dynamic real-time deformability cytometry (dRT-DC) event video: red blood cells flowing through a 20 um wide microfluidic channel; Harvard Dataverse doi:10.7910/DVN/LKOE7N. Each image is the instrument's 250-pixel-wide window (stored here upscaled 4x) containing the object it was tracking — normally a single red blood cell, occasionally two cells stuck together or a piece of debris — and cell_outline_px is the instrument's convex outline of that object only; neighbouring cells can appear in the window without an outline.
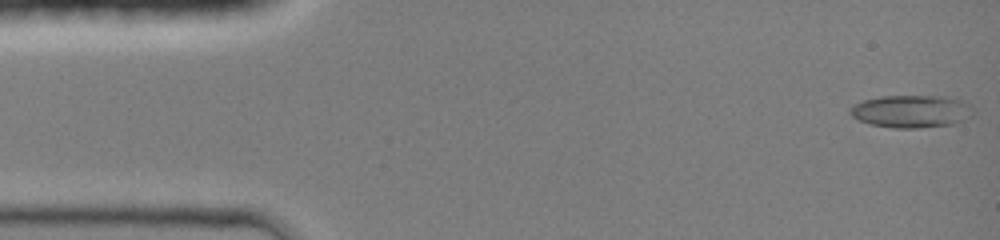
{"species": "common noctule bat (a hibernating species)", "species_latin": "Nyctalus noctula", "temperature_condition": "room temperature", "stored_images_in_passage": 44, "camera_frame_rate_fps": 3000, "um_per_image_px": 0.085, "animal": {"sex": "female", "body_mass_g": 19.0, "forearm_length_mm": 51.5}, "frame": {"image": 1, "passage_image": 1, "time_ms": 0.0, "image_size_px": [1000, 240], "cell_outline_px": [[976, 112], [972, 116], [964, 120], [952, 124], [916, 128], [896, 128], [868, 124], [852, 116], [848, 112], [848, 108], [864, 100], [880, 96], [948, 96], [972, 104]], "centroid_in_image_um": [77.51, 9.46], "position_along_channel_um": 7.5, "area_um2": 23.64}}
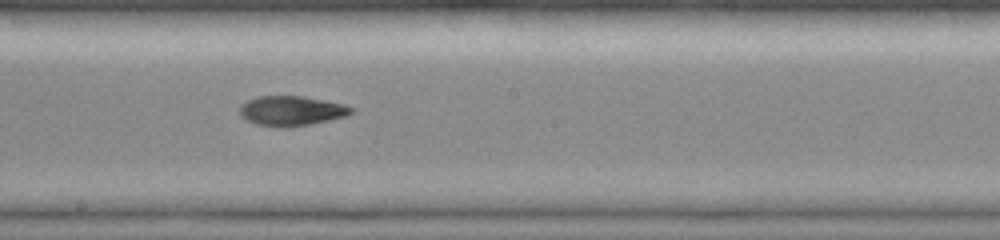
{"frame": {"image": 2, "passage_image": 24, "time_ms": 7.667, "image_size_px": [1000, 240], "cell_outline_px": [[356, 108], [348, 116], [308, 124], [284, 128], [256, 124], [240, 116], [240, 104], [248, 100], [260, 96], [304, 96], [344, 104]], "centroid_in_image_um": [24.79, 9.41], "position_along_channel_um": 223.4, "area_um2": 19.36}}
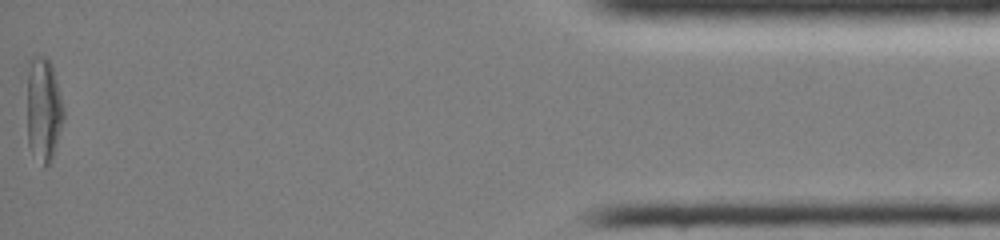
{"frame": {"image": 3, "passage_image": 44, "time_ms": 14.333, "image_size_px": [1000, 240], "cell_outline_px": [[64, 120], [52, 160], [48, 164], [44, 164], [28, 144], [28, 56], [44, 56], [52, 64], [64, 108]], "centroid_in_image_um": [3.72, 9.22], "position_along_channel_um": 431.5, "area_um2": 21.96}, "authors_computed_cell_mechanics": {"area_um2": 19.8543, "velocity_mm_per_s": 4.3274, "shape_relaxation_time_tau1_ms": null, "shape_relaxation_time_tau2_ms": 3.4449, "deformation_change_tau1": null, "deformation_change_tau2": 0.0887}}